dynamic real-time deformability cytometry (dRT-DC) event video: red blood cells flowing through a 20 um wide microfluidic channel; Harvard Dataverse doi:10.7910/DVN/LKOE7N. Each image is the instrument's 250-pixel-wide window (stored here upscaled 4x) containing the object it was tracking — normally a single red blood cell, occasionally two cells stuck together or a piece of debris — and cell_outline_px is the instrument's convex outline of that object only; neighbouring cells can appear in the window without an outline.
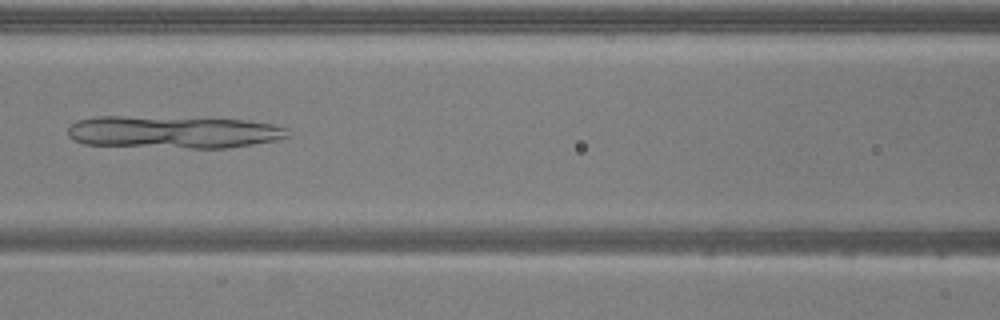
{"species": "common noctule bat (a hibernating species)", "species_latin": "Nyctalus noctula", "temperature_condition": "warm", "stored_images_in_passage": 40, "camera_frame_rate_fps": 3000, "um_per_image_px": 0.085, "animal": {"sex": "male", "body_mass_g": 20.5, "forearm_length_mm": 52.5}, "frame": {"image": 1, "passage_image": 11, "time_ms": 3.333, "image_size_px": [1000, 320], "cell_outline_px": [[292, 136], [276, 140], [228, 148], [188, 148], [84, 144], [72, 140], [68, 136], [68, 128], [76, 120], [96, 116], [124, 116], [248, 120], [276, 124], [292, 128]], "centroid_in_image_um": [14.8, 11.22], "position_along_channel_um": 151.8, "area_um2": 42.02}}
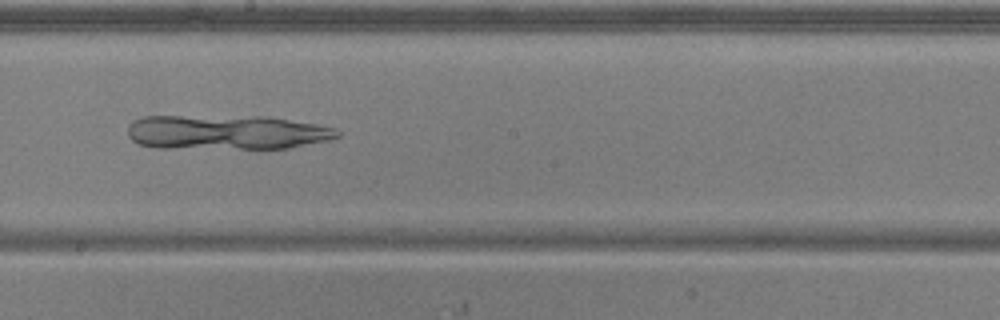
{"frame": {"image": 2, "passage_image": 17, "time_ms": 5.333, "image_size_px": [1000, 320], "cell_outline_px": [[340, 136], [332, 140], [288, 148], [152, 148], [140, 144], [132, 140], [128, 136], [128, 124], [132, 120], [140, 116], [268, 116], [316, 124], [336, 128], [340, 132]], "centroid_in_image_um": [19.25, 11.24], "position_along_channel_um": 229.0, "area_um2": 42.83}}
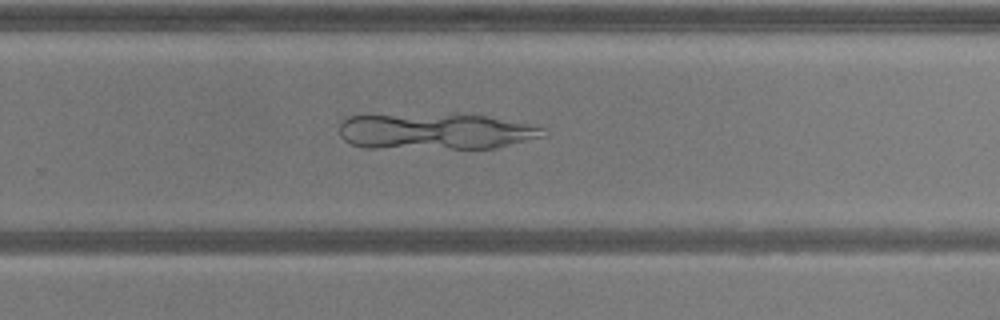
{"frame": {"image": 3, "passage_image": 22, "time_ms": 7.0, "image_size_px": [1000, 320], "cell_outline_px": [[548, 136], [496, 148], [364, 148], [348, 144], [340, 136], [340, 124], [348, 116], [364, 112], [464, 112], [544, 128]], "centroid_in_image_um": [36.88, 11.11], "position_along_channel_um": 292.9, "area_um2": 45.26}}